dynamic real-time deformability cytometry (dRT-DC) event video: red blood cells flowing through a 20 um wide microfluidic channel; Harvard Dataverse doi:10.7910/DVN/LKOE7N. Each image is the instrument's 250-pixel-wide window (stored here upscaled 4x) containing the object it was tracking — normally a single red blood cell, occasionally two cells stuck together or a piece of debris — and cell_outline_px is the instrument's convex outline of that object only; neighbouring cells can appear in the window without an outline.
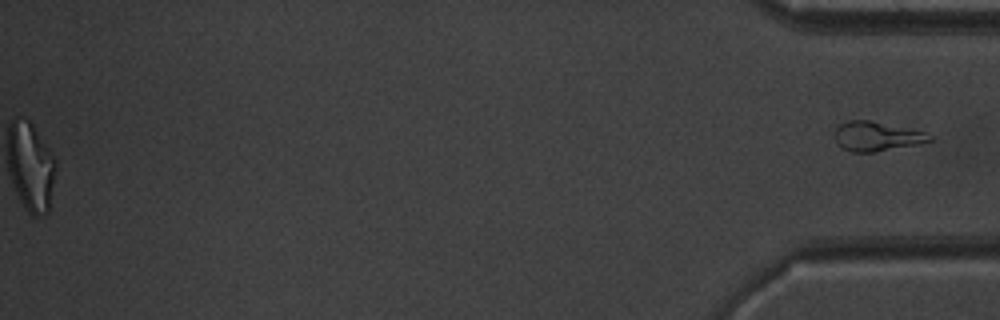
{"species": "common noctule bat (a hibernating species)", "species_latin": "Nyctalus noctula", "temperature_condition": "warm", "stored_images_in_passage": 51, "segment_of_instrument_passage": [2, 2], "camera_frame_rate_fps": 3000, "um_per_image_px": 0.085, "animal": {"sex": "male", "body_mass_g": 20.1, "forearm_length_mm": 53.5}, "frame": {"image": 1, "passage_image": 51, "time_ms": 16.667, "image_size_px": [1000, 320], "cell_outline_px": [[932, 140], [920, 144], [876, 152], [852, 152], [840, 148], [836, 144], [836, 128], [840, 124], [848, 120], [868, 120], [924, 132], [932, 136]], "centroid_in_image_um": [74.49, 11.61], "position_along_channel_um": 360.7, "area_um2": 16.18}}